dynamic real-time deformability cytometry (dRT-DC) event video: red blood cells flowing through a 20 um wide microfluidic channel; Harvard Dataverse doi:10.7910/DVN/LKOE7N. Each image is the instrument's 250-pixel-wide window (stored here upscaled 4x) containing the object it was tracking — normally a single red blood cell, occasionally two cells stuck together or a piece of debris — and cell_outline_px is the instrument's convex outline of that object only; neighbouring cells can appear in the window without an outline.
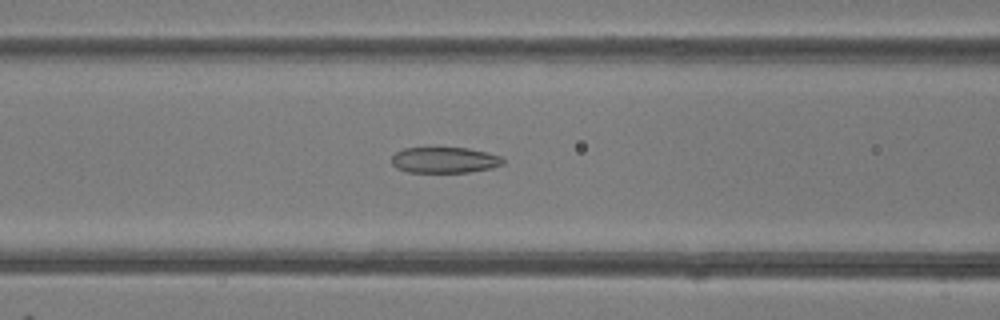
{"species": "common noctule bat (a hibernating species)", "species_latin": "Nyctalus noctula", "temperature_condition": "room temperature", "stored_images_in_passage": 43, "camera_frame_rate_fps": 3000, "um_per_image_px": 0.085, "animal": {"sex": "female"}, "frame": {"image": 1, "passage_image": 20, "time_ms": 6.333, "image_size_px": [1000, 320], "cell_outline_px": [[504, 164], [492, 168], [468, 172], [408, 172], [396, 168], [392, 164], [392, 156], [396, 152], [404, 148], [468, 148], [500, 156], [504, 160]], "centroid_in_image_um": [37.78, 13.61], "position_along_channel_um": 128.8, "area_um2": 16.7}}
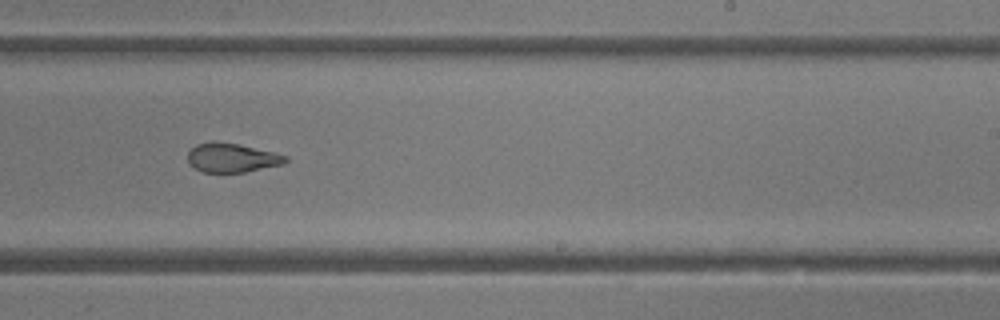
{"frame": {"image": 2, "passage_image": 30, "time_ms": 9.667, "image_size_px": [1000, 320], "cell_outline_px": [[288, 160], [284, 164], [244, 172], [200, 172], [188, 160], [188, 152], [196, 144], [212, 140], [216, 140], [236, 144], [272, 152], [288, 156]], "centroid_in_image_um": [19.7, 13.4], "position_along_channel_um": 269.3, "area_um2": 16.47}}
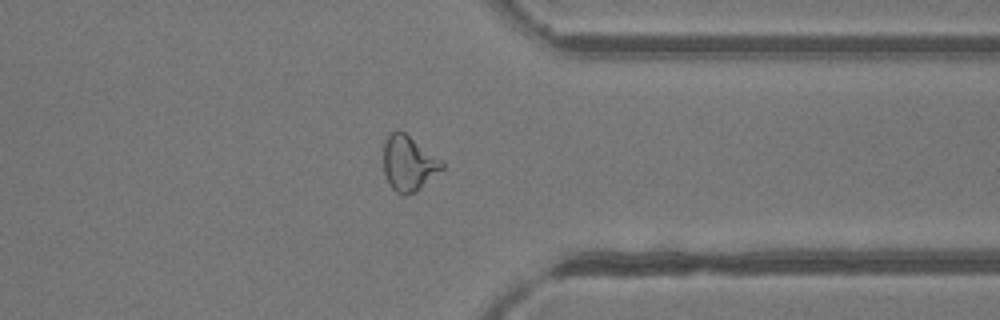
{"frame": {"image": 3, "passage_image": 38, "time_ms": 12.333, "image_size_px": [1000, 320], "cell_outline_px": [[444, 168], [416, 192], [404, 196], [396, 192], [392, 188], [384, 172], [384, 140], [392, 132], [404, 132], [444, 160]], "centroid_in_image_um": [34.77, 13.9], "position_along_channel_um": 376.6, "area_um2": 18.84}, "authors_computed_cell_mechanics": {"area_um2": 18.6116, "velocity_mm_per_s": 4.2205, "shape_relaxation_time_tau1_ms": null, "shape_relaxation_time_tau2_ms": 1.4823, "deformation_change_tau1": null, "deformation_change_tau2": 0.0908}}